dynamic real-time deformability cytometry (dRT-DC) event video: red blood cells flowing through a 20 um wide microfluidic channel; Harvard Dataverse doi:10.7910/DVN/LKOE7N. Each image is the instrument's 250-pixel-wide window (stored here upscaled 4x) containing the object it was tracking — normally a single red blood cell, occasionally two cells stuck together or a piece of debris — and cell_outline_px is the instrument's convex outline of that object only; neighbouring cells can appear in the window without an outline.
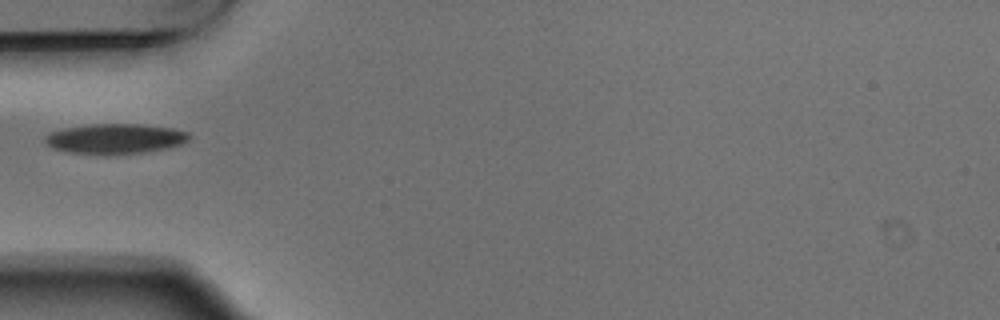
{"species": "Egyptian fruit bat (a non-hibernating species)", "species_latin": "Rousettus aegyptiacus", "temperature_condition": "warm", "stored_images_in_passage": 2, "camera_frame_rate_fps": 3000, "um_per_image_px": 0.085, "animal": {"sex": "male"}, "frame": {"image": 1, "passage_image": 1, "time_ms": 0.0, "image_size_px": [1000, 320], "cell_outline_px": [[192, 136], [188, 140], [180, 144], [148, 152], [112, 156], [104, 156], [64, 152], [52, 148], [44, 144], [44, 136], [52, 132], [64, 128], [92, 124], [140, 124], [172, 128], [188, 132]], "centroid_in_image_um": [9.74, 11.82], "position_along_channel_um": 75.3, "area_um2": 25.89}}
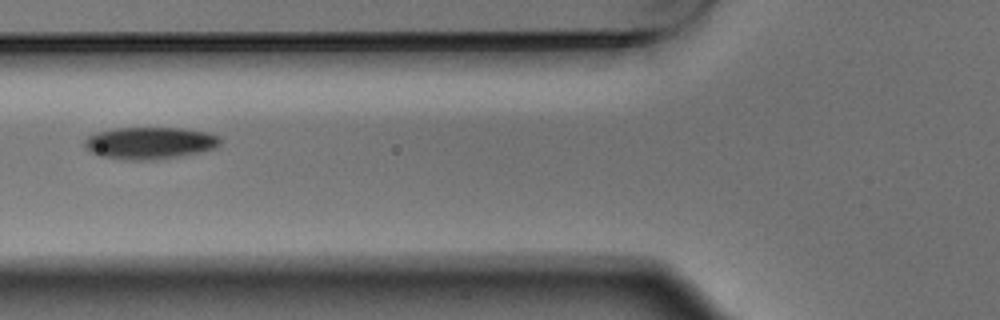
{"frame": {"image": 2, "passage_image": 2, "time_ms": 0.333, "image_size_px": [1000, 320], "cell_outline_px": [[224, 140], [216, 148], [200, 152], [180, 156], [148, 160], [124, 160], [100, 156], [92, 152], [84, 144], [84, 140], [88, 136], [96, 132], [112, 128], [180, 128], [208, 132], [220, 136]], "centroid_in_image_um": [12.77, 12.15], "position_along_channel_um": 113.0, "area_um2": 25.49}}